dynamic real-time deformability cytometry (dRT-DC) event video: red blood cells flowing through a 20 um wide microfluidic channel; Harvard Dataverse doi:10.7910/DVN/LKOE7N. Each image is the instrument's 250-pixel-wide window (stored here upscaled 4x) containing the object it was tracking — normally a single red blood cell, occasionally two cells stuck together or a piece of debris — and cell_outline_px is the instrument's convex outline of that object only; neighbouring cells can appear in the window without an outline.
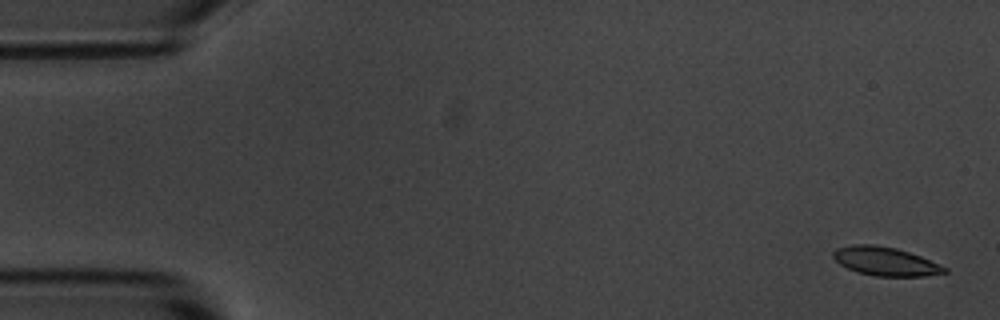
{"species": "common noctule bat (a hibernating species)", "species_latin": "Nyctalus noctula", "temperature_condition": "room temperature", "stored_images_in_passage": 5, "camera_frame_rate_fps": 3000, "um_per_image_px": 0.085, "animal": {"sex": "male", "body_mass_g": 20.1, "forearm_length_mm": 53.5}, "frame": {"image": 1, "passage_image": 1, "time_ms": 0.0, "image_size_px": [1000, 320], "cell_outline_px": [[948, 272], [924, 276], [876, 276], [856, 272], [840, 264], [832, 256], [832, 252], [836, 248], [856, 244], [876, 244], [896, 248], [920, 256], [948, 268]], "centroid_in_image_um": [75.24, 22.21], "position_along_channel_um": 9.8, "area_um2": 18.55}}
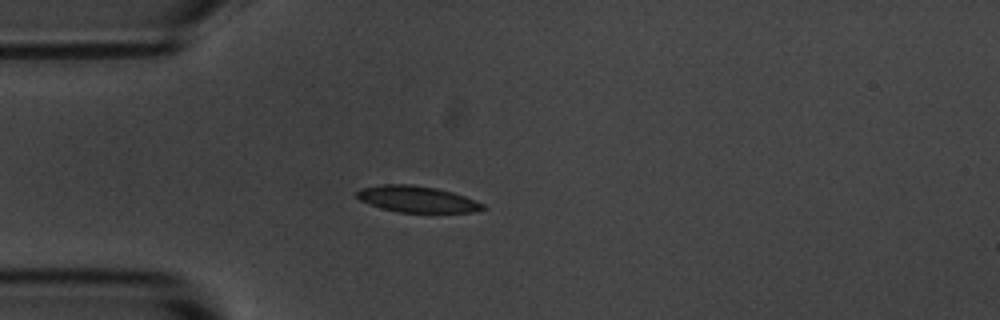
{"frame": {"image": 2, "passage_image": 5, "time_ms": 4.333, "image_size_px": [1000, 320], "cell_outline_px": [[488, 208], [472, 212], [396, 212], [380, 208], [368, 204], [360, 200], [356, 196], [356, 192], [360, 188], [384, 184], [412, 184], [436, 188], [452, 192], [476, 200], [484, 204]], "centroid_in_image_um": [35.43, 16.93], "position_along_channel_um": 49.6, "area_um2": 19.42}}